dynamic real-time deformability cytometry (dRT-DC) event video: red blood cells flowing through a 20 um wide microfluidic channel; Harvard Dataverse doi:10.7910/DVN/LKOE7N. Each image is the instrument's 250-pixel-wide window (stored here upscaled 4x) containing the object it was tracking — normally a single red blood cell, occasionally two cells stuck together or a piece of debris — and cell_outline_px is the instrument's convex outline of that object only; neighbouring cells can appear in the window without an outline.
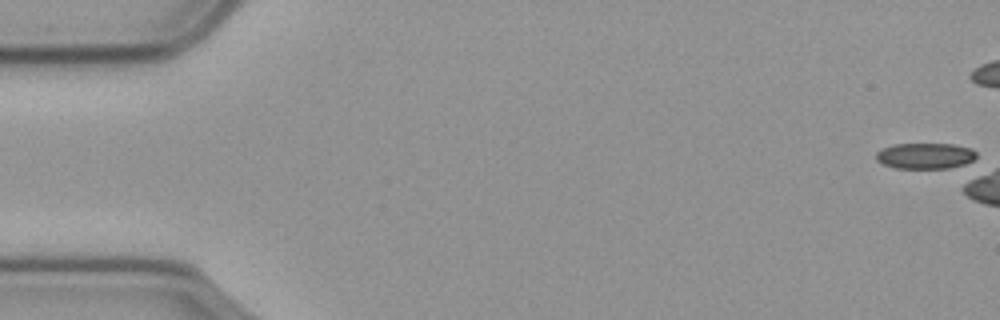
{"species": "common noctule bat (a hibernating species)", "species_latin": "Nyctalus noctula", "temperature_condition": "cold", "stored_images_in_passage": 2, "camera_frame_rate_fps": 3000, "um_per_image_px": 0.085, "animal": {"sex": "male", "body_mass_g": 23.1, "forearm_length_mm": 52.7}, "frame": {"image": 1, "passage_image": 1, "time_ms": 0.0, "image_size_px": [1000, 320], "cell_outline_px": [[976, 156], [972, 160], [964, 164], [948, 168], [896, 168], [884, 164], [876, 160], [876, 152], [892, 144], [952, 144], [972, 148], [976, 152]], "centroid_in_image_um": [78.64, 13.24], "position_along_channel_um": 6.4, "area_um2": 15.03}}